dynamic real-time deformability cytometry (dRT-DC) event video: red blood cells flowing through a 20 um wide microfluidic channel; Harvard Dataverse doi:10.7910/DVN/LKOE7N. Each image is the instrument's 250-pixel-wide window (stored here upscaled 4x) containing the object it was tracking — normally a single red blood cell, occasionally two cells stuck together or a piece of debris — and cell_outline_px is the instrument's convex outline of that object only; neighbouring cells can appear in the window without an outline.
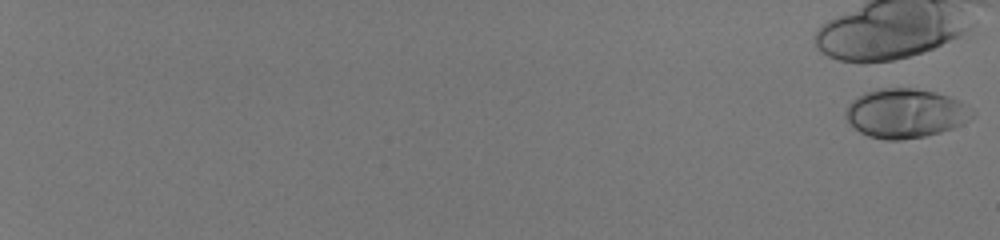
{"species": "human", "species_latin": "Homo sapiens", "temperature_condition": "room temperature", "stored_images_in_passage": 42, "camera_frame_rate_fps": 3000, "um_per_image_px": 0.085, "donor": {"sex": "male"}, "frame": {"image": 1, "passage_image": 1, "time_ms": 0.0, "image_size_px": [1000, 240], "cell_outline_px": [[976, 112], [968, 120], [952, 128], [940, 132], [924, 136], [900, 140], [884, 140], [868, 136], [860, 132], [844, 116], [844, 112], [848, 104], [856, 96], [864, 92], [880, 88], [912, 88], [936, 92], [948, 96], [972, 108]], "centroid_in_image_um": [76.93, 9.62], "position_along_channel_um": 8.1, "area_um2": 36.24}}